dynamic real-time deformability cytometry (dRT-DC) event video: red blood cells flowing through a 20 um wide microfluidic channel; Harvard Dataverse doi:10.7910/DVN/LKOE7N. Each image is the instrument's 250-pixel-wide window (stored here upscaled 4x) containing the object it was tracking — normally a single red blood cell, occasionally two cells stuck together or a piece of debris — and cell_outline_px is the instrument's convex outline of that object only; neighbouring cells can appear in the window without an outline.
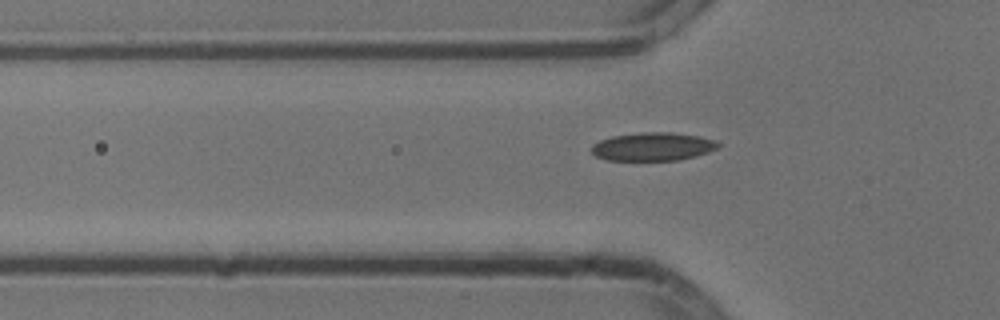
{"species": "common noctule bat (a hibernating species)", "species_latin": "Nyctalus noctula", "temperature_condition": "cold", "stored_images_in_passage": 37, "camera_frame_rate_fps": 3000, "um_per_image_px": 0.085, "animal": {"sex": "male", "body_mass_g": 13.3}, "frame": {"image": 1, "passage_image": 6, "time_ms": 1.667, "image_size_px": [1000, 320], "cell_outline_px": [[720, 148], [696, 156], [680, 160], [608, 160], [596, 156], [592, 152], [592, 144], [600, 140], [612, 136], [640, 132], [672, 132], [700, 136], [716, 140], [720, 144]], "centroid_in_image_um": [55.53, 12.45], "position_along_channel_um": 70.3, "area_um2": 21.04}}
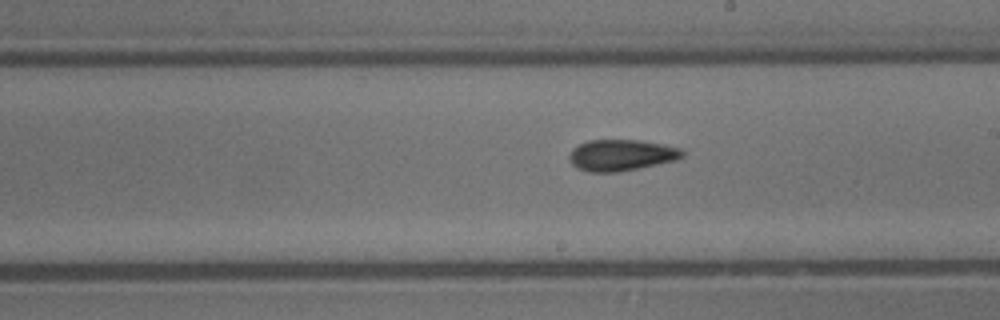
{"frame": {"image": 2, "passage_image": 19, "time_ms": 6.0, "image_size_px": [1000, 320], "cell_outline_px": [[684, 156], [676, 160], [620, 172], [588, 172], [576, 168], [572, 164], [568, 156], [572, 148], [588, 140], [640, 140], [664, 144], [680, 148], [684, 152]], "centroid_in_image_um": [52.8, 13.19], "position_along_channel_um": 236.2, "area_um2": 20.75}}
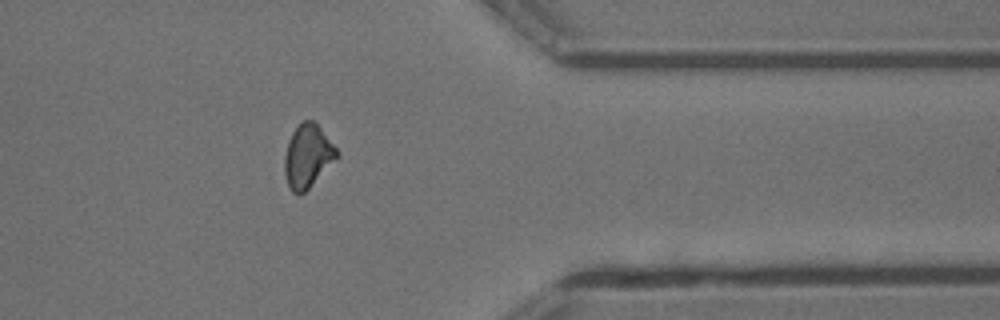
{"frame": {"image": 3, "passage_image": 32, "time_ms": 10.333, "image_size_px": [1000, 320], "cell_outline_px": [[340, 156], [304, 192], [292, 192], [288, 188], [284, 172], [284, 156], [288, 140], [292, 132], [304, 120], [312, 120], [320, 128], [340, 152]], "centroid_in_image_um": [26.15, 13.27], "position_along_channel_um": 385.3, "area_um2": 19.13}, "authors_computed_cell_mechanics": {"area_um2": 20.4034, "velocity_mm_per_s": 3.7978, "shape_relaxation_time_tau1_ms": 5.5442, "shape_relaxation_time_tau2_ms": 10.0591, "deformation_change_tau1": 0.1036, "deformation_change_tau2": 0.1368}}